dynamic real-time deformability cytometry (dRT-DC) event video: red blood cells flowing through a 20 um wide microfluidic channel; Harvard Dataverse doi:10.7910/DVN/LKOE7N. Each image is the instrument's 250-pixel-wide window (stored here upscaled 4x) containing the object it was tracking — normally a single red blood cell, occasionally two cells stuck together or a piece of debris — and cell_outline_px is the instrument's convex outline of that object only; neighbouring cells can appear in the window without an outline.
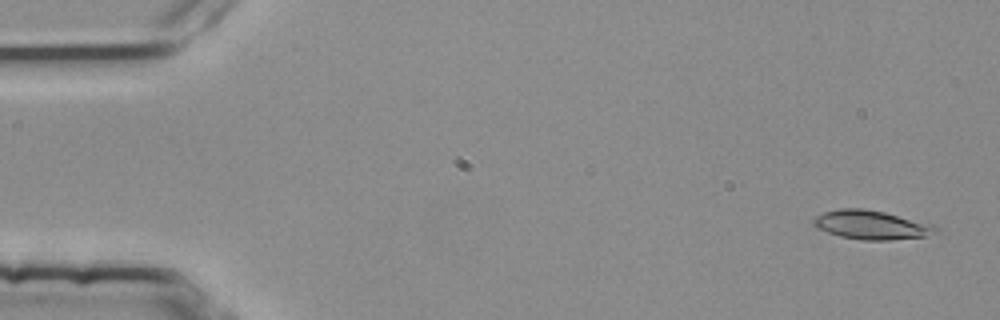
{"species": "common noctule bat (a hibernating species)", "species_latin": "Nyctalus noctula", "temperature_condition": "room temperature", "stored_images_in_passage": 54, "camera_frame_rate_fps": 3000, "um_per_image_px": 0.085, "animal": {"sex": "female", "body_mass_g": 25.1}, "frame": {"image": 1, "passage_image": 3, "time_ms": 0.667, "image_size_px": [1000, 320], "cell_outline_px": [[940, 232], [924, 236], [892, 240], [864, 240], [840, 236], [816, 228], [812, 224], [812, 220], [816, 216], [824, 212], [840, 208], [864, 208], [884, 212], [936, 224]], "centroid_in_image_um": [74.1, 19.11], "position_along_channel_um": 10.9, "area_um2": 20.81}}
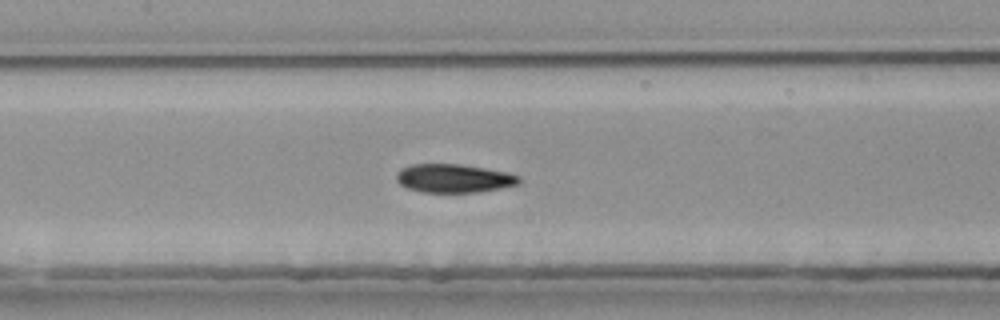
{"frame": {"image": 2, "passage_image": 26, "time_ms": 8.333, "image_size_px": [1000, 320], "cell_outline_px": [[520, 180], [516, 184], [500, 188], [476, 192], [424, 192], [408, 188], [400, 184], [396, 180], [396, 172], [400, 168], [412, 164], [460, 164], [508, 172], [520, 176]], "centroid_in_image_um": [38.54, 15.15], "position_along_channel_um": 168.9, "area_um2": 20.29}}
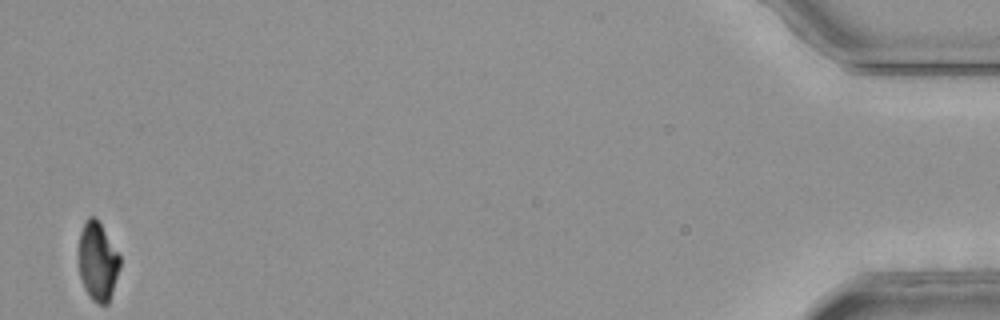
{"frame": {"image": 3, "passage_image": 54, "time_ms": 17.667, "image_size_px": [1000, 320], "cell_outline_px": [[120, 268], [108, 304], [96, 304], [92, 300], [84, 288], [80, 276], [80, 232], [84, 220], [88, 216], [96, 216], [120, 256]], "centroid_in_image_um": [8.31, 22.21], "position_along_channel_um": 426.9, "area_um2": 18.79}, "authors_computed_cell_mechanics": {"area_um2": 20.519, "velocity_mm_per_s": 3.7774, "shape_relaxation_time_tau1_ms": 5.8863, "shape_relaxation_time_tau2_ms": 2.2474, "deformation_change_tau1": 0.2104, "deformation_change_tau2": 0.0835}}